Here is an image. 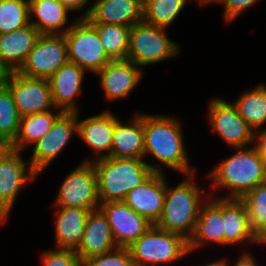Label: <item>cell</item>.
Segmentation results:
<instances>
[{
	"mask_svg": "<svg viewBox=\"0 0 266 266\" xmlns=\"http://www.w3.org/2000/svg\"><path fill=\"white\" fill-rule=\"evenodd\" d=\"M5 222V220L0 219V224H3Z\"/></svg>",
	"mask_w": 266,
	"mask_h": 266,
	"instance_id": "45",
	"label": "cell"
},
{
	"mask_svg": "<svg viewBox=\"0 0 266 266\" xmlns=\"http://www.w3.org/2000/svg\"><path fill=\"white\" fill-rule=\"evenodd\" d=\"M29 24V0H0V34L22 29Z\"/></svg>",
	"mask_w": 266,
	"mask_h": 266,
	"instance_id": "32",
	"label": "cell"
},
{
	"mask_svg": "<svg viewBox=\"0 0 266 266\" xmlns=\"http://www.w3.org/2000/svg\"><path fill=\"white\" fill-rule=\"evenodd\" d=\"M91 24L132 27L143 21V0H97L82 16Z\"/></svg>",
	"mask_w": 266,
	"mask_h": 266,
	"instance_id": "14",
	"label": "cell"
},
{
	"mask_svg": "<svg viewBox=\"0 0 266 266\" xmlns=\"http://www.w3.org/2000/svg\"><path fill=\"white\" fill-rule=\"evenodd\" d=\"M108 56L112 60H126L129 48L130 28L114 24H92Z\"/></svg>",
	"mask_w": 266,
	"mask_h": 266,
	"instance_id": "30",
	"label": "cell"
},
{
	"mask_svg": "<svg viewBox=\"0 0 266 266\" xmlns=\"http://www.w3.org/2000/svg\"><path fill=\"white\" fill-rule=\"evenodd\" d=\"M185 176L174 188L167 182L162 215L155 225L189 241L196 229L200 207L209 193L196 184L195 173Z\"/></svg>",
	"mask_w": 266,
	"mask_h": 266,
	"instance_id": "3",
	"label": "cell"
},
{
	"mask_svg": "<svg viewBox=\"0 0 266 266\" xmlns=\"http://www.w3.org/2000/svg\"><path fill=\"white\" fill-rule=\"evenodd\" d=\"M39 35V31L32 24L0 34V69L4 73L19 71Z\"/></svg>",
	"mask_w": 266,
	"mask_h": 266,
	"instance_id": "20",
	"label": "cell"
},
{
	"mask_svg": "<svg viewBox=\"0 0 266 266\" xmlns=\"http://www.w3.org/2000/svg\"><path fill=\"white\" fill-rule=\"evenodd\" d=\"M85 73L86 70L68 61L48 79L56 110L79 112L76 100L81 96Z\"/></svg>",
	"mask_w": 266,
	"mask_h": 266,
	"instance_id": "17",
	"label": "cell"
},
{
	"mask_svg": "<svg viewBox=\"0 0 266 266\" xmlns=\"http://www.w3.org/2000/svg\"><path fill=\"white\" fill-rule=\"evenodd\" d=\"M127 248L135 266L172 264L190 253L188 240L182 235L165 231L155 224Z\"/></svg>",
	"mask_w": 266,
	"mask_h": 266,
	"instance_id": "5",
	"label": "cell"
},
{
	"mask_svg": "<svg viewBox=\"0 0 266 266\" xmlns=\"http://www.w3.org/2000/svg\"><path fill=\"white\" fill-rule=\"evenodd\" d=\"M115 248L117 245L106 216L99 208L92 210L86 221L81 244L76 250L77 255L85 260L110 252Z\"/></svg>",
	"mask_w": 266,
	"mask_h": 266,
	"instance_id": "23",
	"label": "cell"
},
{
	"mask_svg": "<svg viewBox=\"0 0 266 266\" xmlns=\"http://www.w3.org/2000/svg\"><path fill=\"white\" fill-rule=\"evenodd\" d=\"M78 135L77 112H64L51 129L33 144L29 158L32 169L39 175L66 148L71 137Z\"/></svg>",
	"mask_w": 266,
	"mask_h": 266,
	"instance_id": "12",
	"label": "cell"
},
{
	"mask_svg": "<svg viewBox=\"0 0 266 266\" xmlns=\"http://www.w3.org/2000/svg\"><path fill=\"white\" fill-rule=\"evenodd\" d=\"M14 151L13 142L10 139L0 137V162L4 161Z\"/></svg>",
	"mask_w": 266,
	"mask_h": 266,
	"instance_id": "39",
	"label": "cell"
},
{
	"mask_svg": "<svg viewBox=\"0 0 266 266\" xmlns=\"http://www.w3.org/2000/svg\"><path fill=\"white\" fill-rule=\"evenodd\" d=\"M253 145L266 162V128H259L253 131Z\"/></svg>",
	"mask_w": 266,
	"mask_h": 266,
	"instance_id": "37",
	"label": "cell"
},
{
	"mask_svg": "<svg viewBox=\"0 0 266 266\" xmlns=\"http://www.w3.org/2000/svg\"><path fill=\"white\" fill-rule=\"evenodd\" d=\"M25 115L20 118L19 130L13 141L15 151H23L26 146L33 145L41 139L54 125L55 121L64 113L58 109Z\"/></svg>",
	"mask_w": 266,
	"mask_h": 266,
	"instance_id": "27",
	"label": "cell"
},
{
	"mask_svg": "<svg viewBox=\"0 0 266 266\" xmlns=\"http://www.w3.org/2000/svg\"><path fill=\"white\" fill-rule=\"evenodd\" d=\"M29 4L30 24L40 34L64 35L74 23L65 26L68 22L67 14L71 11L59 0H29ZM32 17H37L38 20H33Z\"/></svg>",
	"mask_w": 266,
	"mask_h": 266,
	"instance_id": "26",
	"label": "cell"
},
{
	"mask_svg": "<svg viewBox=\"0 0 266 266\" xmlns=\"http://www.w3.org/2000/svg\"><path fill=\"white\" fill-rule=\"evenodd\" d=\"M221 0H198L199 2V5H206V4H210V3H218L220 2Z\"/></svg>",
	"mask_w": 266,
	"mask_h": 266,
	"instance_id": "43",
	"label": "cell"
},
{
	"mask_svg": "<svg viewBox=\"0 0 266 266\" xmlns=\"http://www.w3.org/2000/svg\"><path fill=\"white\" fill-rule=\"evenodd\" d=\"M98 175L100 203L123 201L127 194L144 183L154 171L144 158L104 157L92 161Z\"/></svg>",
	"mask_w": 266,
	"mask_h": 266,
	"instance_id": "4",
	"label": "cell"
},
{
	"mask_svg": "<svg viewBox=\"0 0 266 266\" xmlns=\"http://www.w3.org/2000/svg\"><path fill=\"white\" fill-rule=\"evenodd\" d=\"M55 213L56 248L77 250L81 244L90 209L57 207Z\"/></svg>",
	"mask_w": 266,
	"mask_h": 266,
	"instance_id": "25",
	"label": "cell"
},
{
	"mask_svg": "<svg viewBox=\"0 0 266 266\" xmlns=\"http://www.w3.org/2000/svg\"><path fill=\"white\" fill-rule=\"evenodd\" d=\"M42 252L43 266H82V259L75 250L58 249Z\"/></svg>",
	"mask_w": 266,
	"mask_h": 266,
	"instance_id": "35",
	"label": "cell"
},
{
	"mask_svg": "<svg viewBox=\"0 0 266 266\" xmlns=\"http://www.w3.org/2000/svg\"><path fill=\"white\" fill-rule=\"evenodd\" d=\"M182 125L176 118L168 115L143 113L144 159L148 154L162 163L150 164L154 172L163 173L162 167L189 175L195 173L196 167L190 165L184 145Z\"/></svg>",
	"mask_w": 266,
	"mask_h": 266,
	"instance_id": "1",
	"label": "cell"
},
{
	"mask_svg": "<svg viewBox=\"0 0 266 266\" xmlns=\"http://www.w3.org/2000/svg\"><path fill=\"white\" fill-rule=\"evenodd\" d=\"M3 83L11 91L21 117L54 110L48 79L28 77L17 71L5 73Z\"/></svg>",
	"mask_w": 266,
	"mask_h": 266,
	"instance_id": "9",
	"label": "cell"
},
{
	"mask_svg": "<svg viewBox=\"0 0 266 266\" xmlns=\"http://www.w3.org/2000/svg\"><path fill=\"white\" fill-rule=\"evenodd\" d=\"M20 118L12 93L2 82L0 84V137L13 142L19 130Z\"/></svg>",
	"mask_w": 266,
	"mask_h": 266,
	"instance_id": "33",
	"label": "cell"
},
{
	"mask_svg": "<svg viewBox=\"0 0 266 266\" xmlns=\"http://www.w3.org/2000/svg\"><path fill=\"white\" fill-rule=\"evenodd\" d=\"M233 105L253 131L261 128L266 124V85L243 92Z\"/></svg>",
	"mask_w": 266,
	"mask_h": 266,
	"instance_id": "28",
	"label": "cell"
},
{
	"mask_svg": "<svg viewBox=\"0 0 266 266\" xmlns=\"http://www.w3.org/2000/svg\"><path fill=\"white\" fill-rule=\"evenodd\" d=\"M165 177L164 173L154 172L144 183L131 190L123 200L153 225L162 215L167 186Z\"/></svg>",
	"mask_w": 266,
	"mask_h": 266,
	"instance_id": "15",
	"label": "cell"
},
{
	"mask_svg": "<svg viewBox=\"0 0 266 266\" xmlns=\"http://www.w3.org/2000/svg\"><path fill=\"white\" fill-rule=\"evenodd\" d=\"M96 74L108 101L126 98L143 77L142 69L129 60H112Z\"/></svg>",
	"mask_w": 266,
	"mask_h": 266,
	"instance_id": "16",
	"label": "cell"
},
{
	"mask_svg": "<svg viewBox=\"0 0 266 266\" xmlns=\"http://www.w3.org/2000/svg\"><path fill=\"white\" fill-rule=\"evenodd\" d=\"M21 153L14 151L0 162V200L10 210L22 188L38 176L30 163L22 158Z\"/></svg>",
	"mask_w": 266,
	"mask_h": 266,
	"instance_id": "21",
	"label": "cell"
},
{
	"mask_svg": "<svg viewBox=\"0 0 266 266\" xmlns=\"http://www.w3.org/2000/svg\"><path fill=\"white\" fill-rule=\"evenodd\" d=\"M67 62L68 51L64 35L40 34L18 72L28 77L49 79Z\"/></svg>",
	"mask_w": 266,
	"mask_h": 266,
	"instance_id": "11",
	"label": "cell"
},
{
	"mask_svg": "<svg viewBox=\"0 0 266 266\" xmlns=\"http://www.w3.org/2000/svg\"><path fill=\"white\" fill-rule=\"evenodd\" d=\"M100 205L98 175L92 161H83L65 177L54 207L96 210Z\"/></svg>",
	"mask_w": 266,
	"mask_h": 266,
	"instance_id": "8",
	"label": "cell"
},
{
	"mask_svg": "<svg viewBox=\"0 0 266 266\" xmlns=\"http://www.w3.org/2000/svg\"><path fill=\"white\" fill-rule=\"evenodd\" d=\"M68 61L96 74L112 59L101 45L96 28L86 18H76L64 34Z\"/></svg>",
	"mask_w": 266,
	"mask_h": 266,
	"instance_id": "7",
	"label": "cell"
},
{
	"mask_svg": "<svg viewBox=\"0 0 266 266\" xmlns=\"http://www.w3.org/2000/svg\"><path fill=\"white\" fill-rule=\"evenodd\" d=\"M98 208L109 222L117 247H129L153 225L123 201L100 203Z\"/></svg>",
	"mask_w": 266,
	"mask_h": 266,
	"instance_id": "13",
	"label": "cell"
},
{
	"mask_svg": "<svg viewBox=\"0 0 266 266\" xmlns=\"http://www.w3.org/2000/svg\"><path fill=\"white\" fill-rule=\"evenodd\" d=\"M235 151L207 174L213 189L222 188L229 192L220 198L242 199L260 183L266 182V162L257 150L248 146L235 148Z\"/></svg>",
	"mask_w": 266,
	"mask_h": 266,
	"instance_id": "2",
	"label": "cell"
},
{
	"mask_svg": "<svg viewBox=\"0 0 266 266\" xmlns=\"http://www.w3.org/2000/svg\"><path fill=\"white\" fill-rule=\"evenodd\" d=\"M222 218L224 245L263 244L252 230L246 205L241 199L222 198Z\"/></svg>",
	"mask_w": 266,
	"mask_h": 266,
	"instance_id": "22",
	"label": "cell"
},
{
	"mask_svg": "<svg viewBox=\"0 0 266 266\" xmlns=\"http://www.w3.org/2000/svg\"><path fill=\"white\" fill-rule=\"evenodd\" d=\"M180 47L166 34V28L140 22L130 28L126 60L144 67L178 56Z\"/></svg>",
	"mask_w": 266,
	"mask_h": 266,
	"instance_id": "6",
	"label": "cell"
},
{
	"mask_svg": "<svg viewBox=\"0 0 266 266\" xmlns=\"http://www.w3.org/2000/svg\"><path fill=\"white\" fill-rule=\"evenodd\" d=\"M189 0H143V22L168 28Z\"/></svg>",
	"mask_w": 266,
	"mask_h": 266,
	"instance_id": "29",
	"label": "cell"
},
{
	"mask_svg": "<svg viewBox=\"0 0 266 266\" xmlns=\"http://www.w3.org/2000/svg\"><path fill=\"white\" fill-rule=\"evenodd\" d=\"M241 200L246 205L254 234L266 245V182L260 183Z\"/></svg>",
	"mask_w": 266,
	"mask_h": 266,
	"instance_id": "31",
	"label": "cell"
},
{
	"mask_svg": "<svg viewBox=\"0 0 266 266\" xmlns=\"http://www.w3.org/2000/svg\"><path fill=\"white\" fill-rule=\"evenodd\" d=\"M4 72L0 69V84L3 82Z\"/></svg>",
	"mask_w": 266,
	"mask_h": 266,
	"instance_id": "44",
	"label": "cell"
},
{
	"mask_svg": "<svg viewBox=\"0 0 266 266\" xmlns=\"http://www.w3.org/2000/svg\"><path fill=\"white\" fill-rule=\"evenodd\" d=\"M207 110L211 131L217 133L229 147L234 150L252 145L253 130L240 116L233 103L213 97Z\"/></svg>",
	"mask_w": 266,
	"mask_h": 266,
	"instance_id": "10",
	"label": "cell"
},
{
	"mask_svg": "<svg viewBox=\"0 0 266 266\" xmlns=\"http://www.w3.org/2000/svg\"><path fill=\"white\" fill-rule=\"evenodd\" d=\"M261 0H221L219 3L224 5L223 17L227 24L236 17L241 15L245 10L249 9L251 6H254L257 2Z\"/></svg>",
	"mask_w": 266,
	"mask_h": 266,
	"instance_id": "36",
	"label": "cell"
},
{
	"mask_svg": "<svg viewBox=\"0 0 266 266\" xmlns=\"http://www.w3.org/2000/svg\"><path fill=\"white\" fill-rule=\"evenodd\" d=\"M10 209L0 200V219H8Z\"/></svg>",
	"mask_w": 266,
	"mask_h": 266,
	"instance_id": "41",
	"label": "cell"
},
{
	"mask_svg": "<svg viewBox=\"0 0 266 266\" xmlns=\"http://www.w3.org/2000/svg\"><path fill=\"white\" fill-rule=\"evenodd\" d=\"M209 198L201 205L195 232L188 241V250L202 248L207 243L224 246V221L222 218V198L209 193ZM211 197V198H210ZM212 199V200H211Z\"/></svg>",
	"mask_w": 266,
	"mask_h": 266,
	"instance_id": "18",
	"label": "cell"
},
{
	"mask_svg": "<svg viewBox=\"0 0 266 266\" xmlns=\"http://www.w3.org/2000/svg\"><path fill=\"white\" fill-rule=\"evenodd\" d=\"M70 11H79L89 4L90 0H59Z\"/></svg>",
	"mask_w": 266,
	"mask_h": 266,
	"instance_id": "40",
	"label": "cell"
},
{
	"mask_svg": "<svg viewBox=\"0 0 266 266\" xmlns=\"http://www.w3.org/2000/svg\"><path fill=\"white\" fill-rule=\"evenodd\" d=\"M227 264H228V259L223 257L222 259L212 261L208 264H205L204 266H228Z\"/></svg>",
	"mask_w": 266,
	"mask_h": 266,
	"instance_id": "42",
	"label": "cell"
},
{
	"mask_svg": "<svg viewBox=\"0 0 266 266\" xmlns=\"http://www.w3.org/2000/svg\"><path fill=\"white\" fill-rule=\"evenodd\" d=\"M82 266H135L127 247L114 250L82 260Z\"/></svg>",
	"mask_w": 266,
	"mask_h": 266,
	"instance_id": "34",
	"label": "cell"
},
{
	"mask_svg": "<svg viewBox=\"0 0 266 266\" xmlns=\"http://www.w3.org/2000/svg\"><path fill=\"white\" fill-rule=\"evenodd\" d=\"M144 148L143 113H136L127 124L115 115L110 157L144 158Z\"/></svg>",
	"mask_w": 266,
	"mask_h": 266,
	"instance_id": "24",
	"label": "cell"
},
{
	"mask_svg": "<svg viewBox=\"0 0 266 266\" xmlns=\"http://www.w3.org/2000/svg\"><path fill=\"white\" fill-rule=\"evenodd\" d=\"M78 137H80L86 145L92 149L96 158L86 159L84 161H93L104 157H110L113 132L115 126V114L109 110H105L94 116L78 119ZM106 151V152H105Z\"/></svg>",
	"mask_w": 266,
	"mask_h": 266,
	"instance_id": "19",
	"label": "cell"
},
{
	"mask_svg": "<svg viewBox=\"0 0 266 266\" xmlns=\"http://www.w3.org/2000/svg\"><path fill=\"white\" fill-rule=\"evenodd\" d=\"M240 255L238 256L239 258H237V261H235L234 264H229L230 262L228 261L227 265L228 266H258L256 259L248 251H245L244 253H241Z\"/></svg>",
	"mask_w": 266,
	"mask_h": 266,
	"instance_id": "38",
	"label": "cell"
}]
</instances>
